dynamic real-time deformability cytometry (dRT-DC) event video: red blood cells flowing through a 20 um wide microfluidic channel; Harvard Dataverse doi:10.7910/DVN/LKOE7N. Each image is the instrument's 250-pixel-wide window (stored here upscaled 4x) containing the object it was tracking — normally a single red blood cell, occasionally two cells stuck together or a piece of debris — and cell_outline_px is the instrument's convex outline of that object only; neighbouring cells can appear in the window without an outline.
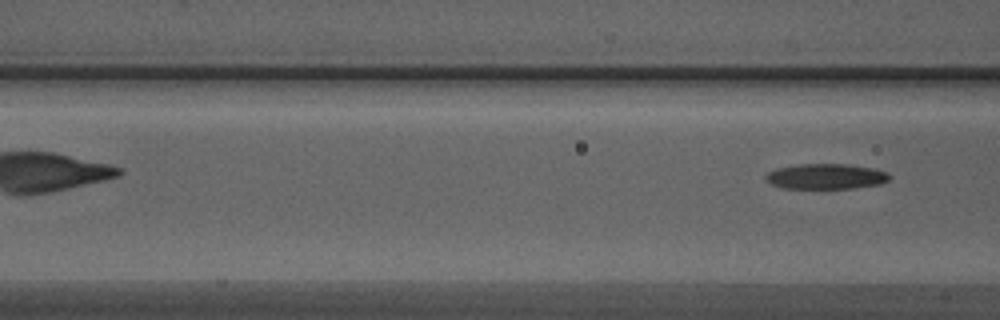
{"species": "Egyptian fruit bat (a non-hibernating species)", "species_latin": "Rousettus aegyptiacus", "temperature_condition": "warm", "stored_images_in_passage": 5, "camera_frame_rate_fps": 3000, "um_per_image_px": 0.085, "animal": {"sex": "male"}, "frame": {"image": 1, "passage_image": 5, "time_ms": 1.333, "image_size_px": [1000, 320], "cell_outline_px": [[892, 176], [888, 180], [880, 184], [856, 188], [780, 188], [764, 180], [764, 176], [768, 172], [776, 168], [800, 164], [848, 164], [876, 168], [888, 172]], "centroid_in_image_um": [70.22, 14.99], "position_along_channel_um": 96.4, "area_um2": 18.55}}